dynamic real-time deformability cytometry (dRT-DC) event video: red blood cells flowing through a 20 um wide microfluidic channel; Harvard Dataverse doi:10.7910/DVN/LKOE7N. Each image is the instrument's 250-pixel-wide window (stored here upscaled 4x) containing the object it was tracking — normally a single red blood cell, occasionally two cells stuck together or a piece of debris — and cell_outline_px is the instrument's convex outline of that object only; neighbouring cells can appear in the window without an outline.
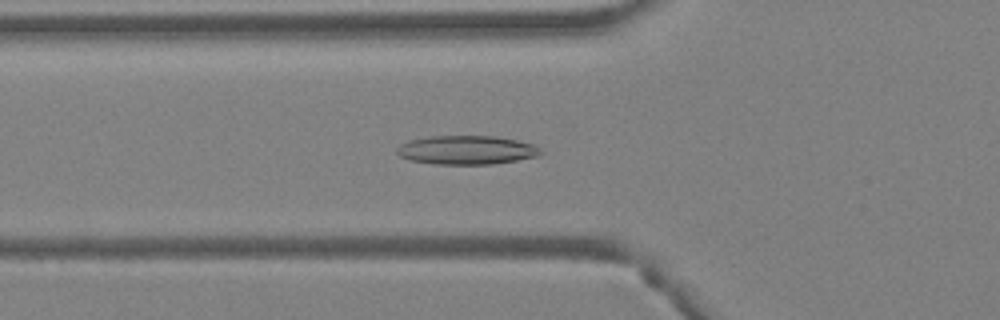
{"species": "Egyptian fruit bat (a non-hibernating species)", "species_latin": "Rousettus aegyptiacus", "temperature_condition": "warm", "stored_images_in_passage": 46, "segment_of_instrument_passage": [1, 2], "camera_frame_rate_fps": 3000, "um_per_image_px": 0.085, "animal": {"sex": "female"}, "frame": {"image": 1, "passage_image": 16, "time_ms": 5.0, "image_size_px": [1000, 320], "cell_outline_px": [[544, 152], [540, 156], [492, 164], [436, 164], [412, 160], [400, 156], [396, 152], [396, 148], [400, 144], [408, 140], [428, 136], [496, 136], [536, 144]], "centroid_in_image_um": [39.69, 12.74], "position_along_channel_um": 86.1, "area_um2": 24.33}}
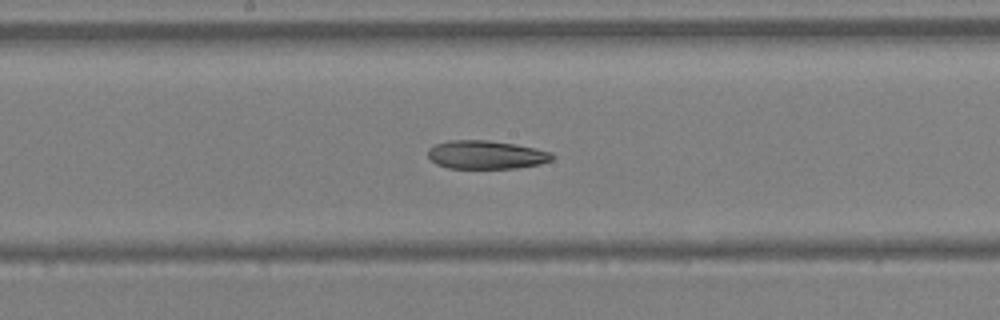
{"frame": {"image": 2, "passage_image": 24, "time_ms": 7.667, "image_size_px": [1000, 320], "cell_outline_px": [[556, 156], [552, 160], [540, 164], [516, 168], [448, 168], [436, 164], [428, 156], [428, 148], [436, 144], [448, 140], [488, 140], [516, 144], [552, 152]], "centroid_in_image_um": [41.34, 13.15], "position_along_channel_um": 206.9, "area_um2": 20.69}}
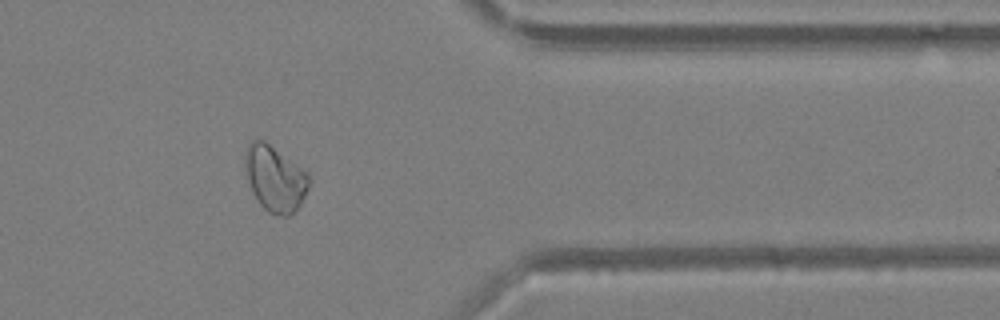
{"frame": {"image": 3, "passage_image": 37, "time_ms": 12.0, "image_size_px": [1000, 320], "cell_outline_px": [[312, 180], [300, 204], [288, 216], [276, 216], [268, 212], [260, 204], [252, 192], [248, 180], [244, 164], [244, 152], [248, 144], [252, 140], [264, 140], [308, 172]], "centroid_in_image_um": [23.37, 15.17], "position_along_channel_um": 388.0, "area_um2": 24.57}}